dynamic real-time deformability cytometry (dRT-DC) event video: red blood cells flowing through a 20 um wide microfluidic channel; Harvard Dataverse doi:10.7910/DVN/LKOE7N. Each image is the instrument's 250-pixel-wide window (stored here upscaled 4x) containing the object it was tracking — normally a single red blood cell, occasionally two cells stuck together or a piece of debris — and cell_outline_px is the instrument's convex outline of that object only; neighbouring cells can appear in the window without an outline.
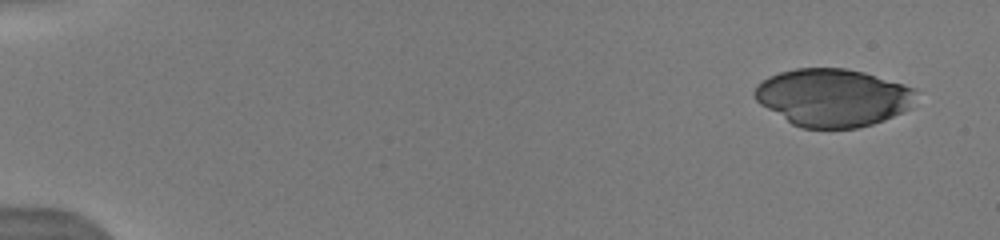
{"species": "human", "species_latin": "Homo sapiens", "temperature_condition": "warm", "stored_images_in_passage": 10, "camera_frame_rate_fps": 3000, "um_per_image_px": 0.085, "donor": {"sex": "male"}, "frame": {"image": 1, "passage_image": 1, "time_ms": 0.0, "image_size_px": [1000, 240], "cell_outline_px": [[916, 92], [908, 108], [884, 120], [872, 124], [856, 128], [804, 128], [792, 124], [760, 104], [752, 96], [752, 92], [756, 84], [768, 76], [780, 72], [796, 68], [844, 68], [864, 72], [904, 84], [916, 88]], "centroid_in_image_um": [70.74, 8.28], "position_along_channel_um": 14.3, "area_um2": 54.16}}
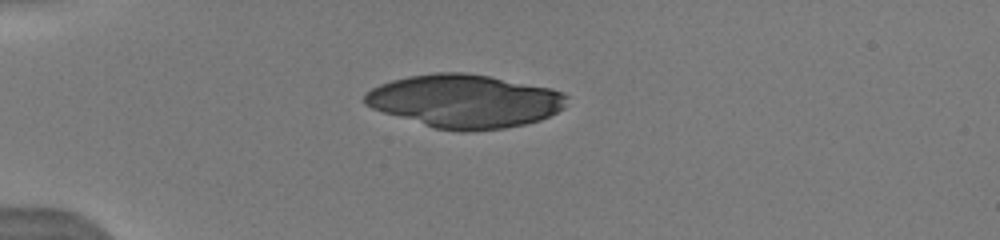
{"frame": {"image": 2, "passage_image": 5, "time_ms": 3.667, "image_size_px": [1000, 240], "cell_outline_px": [[568, 96], [564, 108], [540, 120], [524, 124], [504, 128], [468, 132], [460, 132], [436, 128], [384, 112], [372, 108], [364, 104], [364, 96], [372, 88], [380, 84], [392, 80], [408, 76], [436, 72], [464, 72], [488, 76], [552, 88], [564, 92]], "centroid_in_image_um": [39.53, 8.59], "position_along_channel_um": 45.5, "area_um2": 62.54}}